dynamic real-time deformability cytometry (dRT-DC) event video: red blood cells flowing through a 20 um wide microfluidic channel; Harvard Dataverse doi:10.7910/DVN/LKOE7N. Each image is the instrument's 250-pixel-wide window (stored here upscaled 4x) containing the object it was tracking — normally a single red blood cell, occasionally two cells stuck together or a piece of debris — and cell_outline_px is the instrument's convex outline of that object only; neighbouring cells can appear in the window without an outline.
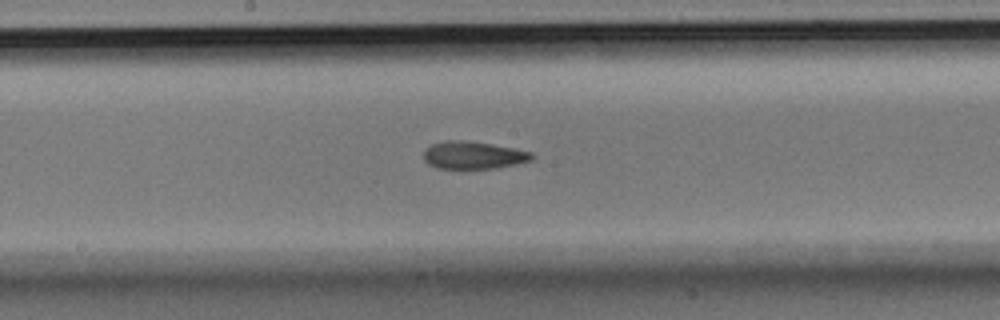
{"species": "Egyptian fruit bat (a non-hibernating species)", "species_latin": "Rousettus aegyptiacus", "temperature_condition": "room temperature", "stored_images_in_passage": 8, "segment_of_instrument_passage": [2, 2], "camera_frame_rate_fps": 3000, "um_per_image_px": 0.085, "animal": {"sex": "male"}, "frame": {"image": 1, "passage_image": 8, "time_ms": 2.333, "image_size_px": [1000, 320], "cell_outline_px": [[536, 156], [532, 160], [516, 164], [496, 168], [436, 168], [428, 164], [424, 160], [424, 148], [432, 144], [444, 140], [468, 140], [516, 148], [532, 152]], "centroid_in_image_um": [40.24, 13.18], "position_along_channel_um": 208.0, "area_um2": 17.63}}